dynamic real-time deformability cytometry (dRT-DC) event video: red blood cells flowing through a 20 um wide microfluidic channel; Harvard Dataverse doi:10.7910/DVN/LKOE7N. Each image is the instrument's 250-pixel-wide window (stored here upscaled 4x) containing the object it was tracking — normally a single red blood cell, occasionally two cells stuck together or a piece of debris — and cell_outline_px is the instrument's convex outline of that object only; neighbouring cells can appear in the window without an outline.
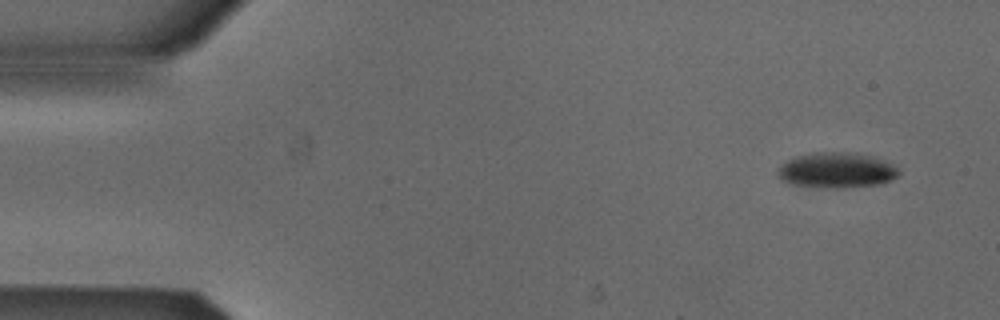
{"species": "Egyptian fruit bat (a non-hibernating species)", "species_latin": "Rousettus aegyptiacus", "temperature_condition": "cold", "stored_images_in_passage": 3, "camera_frame_rate_fps": 3000, "um_per_image_px": 0.085, "animal": {"sex": "male"}, "frame": {"image": 1, "passage_image": 1, "time_ms": 0.0, "image_size_px": [1000, 320], "cell_outline_px": [[900, 176], [884, 184], [844, 188], [820, 188], [788, 184], [776, 176], [780, 164], [796, 156], [816, 152], [840, 152], [872, 156], [892, 164], [900, 168]], "centroid_in_image_um": [71.12, 14.5], "position_along_channel_um": 13.9, "area_um2": 25.43}}